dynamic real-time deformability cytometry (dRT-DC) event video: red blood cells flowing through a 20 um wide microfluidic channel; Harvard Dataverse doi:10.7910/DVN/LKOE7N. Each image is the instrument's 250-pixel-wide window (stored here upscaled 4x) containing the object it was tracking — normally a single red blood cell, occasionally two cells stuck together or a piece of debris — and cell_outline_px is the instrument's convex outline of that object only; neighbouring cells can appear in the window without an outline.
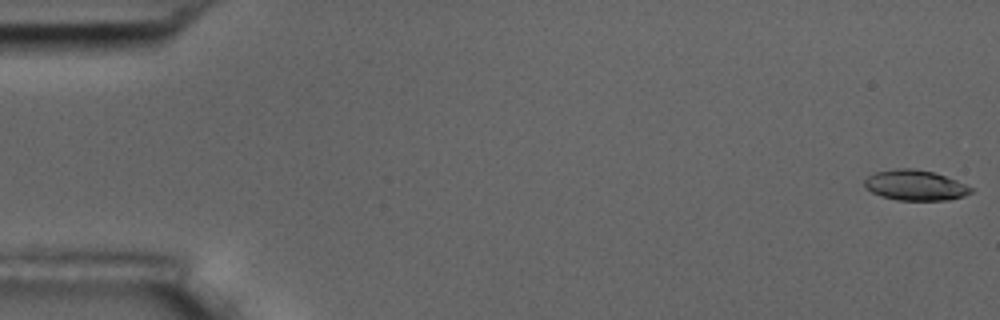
{"species": "common noctule bat (a hibernating species)", "species_latin": "Nyctalus noctula", "temperature_condition": "room temperature", "stored_images_in_passage": 4, "camera_frame_rate_fps": 3000, "um_per_image_px": 0.085, "animal": {"sex": "male", "body_mass_g": 17.5, "forearm_length_mm": 52.3}, "frame": {"image": 1, "passage_image": 1, "time_ms": 0.0, "image_size_px": [1000, 320], "cell_outline_px": [[972, 192], [964, 196], [948, 200], [896, 200], [880, 196], [864, 188], [864, 180], [872, 172], [896, 168], [912, 168], [932, 172], [956, 180], [972, 188]], "centroid_in_image_um": [77.73, 15.75], "position_along_channel_um": 7.3, "area_um2": 18.9}}